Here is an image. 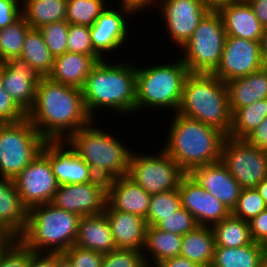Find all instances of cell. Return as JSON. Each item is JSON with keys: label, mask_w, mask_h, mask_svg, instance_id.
Listing matches in <instances>:
<instances>
[{"label": "cell", "mask_w": 267, "mask_h": 267, "mask_svg": "<svg viewBox=\"0 0 267 267\" xmlns=\"http://www.w3.org/2000/svg\"><path fill=\"white\" fill-rule=\"evenodd\" d=\"M131 16L134 15L126 9L119 7L116 10L113 5H108L90 27L93 50L102 59H108L107 55L109 56L110 52L114 54L115 51L117 52L120 50L119 48H122L126 41L128 42V34L131 32L128 28L130 25L128 18Z\"/></svg>", "instance_id": "2e32d148"}, {"label": "cell", "mask_w": 267, "mask_h": 267, "mask_svg": "<svg viewBox=\"0 0 267 267\" xmlns=\"http://www.w3.org/2000/svg\"><path fill=\"white\" fill-rule=\"evenodd\" d=\"M266 65L262 57L260 41L226 36L221 61L213 75L227 82L247 76Z\"/></svg>", "instance_id": "4fadbf2b"}, {"label": "cell", "mask_w": 267, "mask_h": 267, "mask_svg": "<svg viewBox=\"0 0 267 267\" xmlns=\"http://www.w3.org/2000/svg\"><path fill=\"white\" fill-rule=\"evenodd\" d=\"M225 38L221 15L210 11L181 48V60L189 73L213 74L220 64Z\"/></svg>", "instance_id": "9c48e42d"}, {"label": "cell", "mask_w": 267, "mask_h": 267, "mask_svg": "<svg viewBox=\"0 0 267 267\" xmlns=\"http://www.w3.org/2000/svg\"><path fill=\"white\" fill-rule=\"evenodd\" d=\"M80 219L52 203L35 205L28 210L27 226L19 239L35 253H64L75 244Z\"/></svg>", "instance_id": "8992f818"}, {"label": "cell", "mask_w": 267, "mask_h": 267, "mask_svg": "<svg viewBox=\"0 0 267 267\" xmlns=\"http://www.w3.org/2000/svg\"><path fill=\"white\" fill-rule=\"evenodd\" d=\"M96 123L99 122L93 119L71 134L66 142L91 167L97 178L108 182L127 175L132 151L116 135L94 125Z\"/></svg>", "instance_id": "5b68a950"}, {"label": "cell", "mask_w": 267, "mask_h": 267, "mask_svg": "<svg viewBox=\"0 0 267 267\" xmlns=\"http://www.w3.org/2000/svg\"><path fill=\"white\" fill-rule=\"evenodd\" d=\"M157 0H120V7L123 9H126L130 11L133 15L136 14V12H141L142 9L148 10V7L150 8L151 6H156L158 3Z\"/></svg>", "instance_id": "681fc988"}, {"label": "cell", "mask_w": 267, "mask_h": 267, "mask_svg": "<svg viewBox=\"0 0 267 267\" xmlns=\"http://www.w3.org/2000/svg\"><path fill=\"white\" fill-rule=\"evenodd\" d=\"M160 14L166 24L167 35L180 49L190 39L194 30L210 12L203 0H157Z\"/></svg>", "instance_id": "9a60e30c"}, {"label": "cell", "mask_w": 267, "mask_h": 267, "mask_svg": "<svg viewBox=\"0 0 267 267\" xmlns=\"http://www.w3.org/2000/svg\"><path fill=\"white\" fill-rule=\"evenodd\" d=\"M107 181L58 185L51 203L80 217L101 214L107 203Z\"/></svg>", "instance_id": "5bb4252c"}, {"label": "cell", "mask_w": 267, "mask_h": 267, "mask_svg": "<svg viewBox=\"0 0 267 267\" xmlns=\"http://www.w3.org/2000/svg\"><path fill=\"white\" fill-rule=\"evenodd\" d=\"M212 230L216 246L236 248L253 242L249 222L229 215L222 221L214 224Z\"/></svg>", "instance_id": "d6a6232c"}, {"label": "cell", "mask_w": 267, "mask_h": 267, "mask_svg": "<svg viewBox=\"0 0 267 267\" xmlns=\"http://www.w3.org/2000/svg\"><path fill=\"white\" fill-rule=\"evenodd\" d=\"M265 209L266 203L256 187L242 188L231 215L249 222Z\"/></svg>", "instance_id": "74e56055"}, {"label": "cell", "mask_w": 267, "mask_h": 267, "mask_svg": "<svg viewBox=\"0 0 267 267\" xmlns=\"http://www.w3.org/2000/svg\"><path fill=\"white\" fill-rule=\"evenodd\" d=\"M96 63L92 56L66 51L54 57L53 69L47 77L57 83L82 89Z\"/></svg>", "instance_id": "484cf974"}, {"label": "cell", "mask_w": 267, "mask_h": 267, "mask_svg": "<svg viewBox=\"0 0 267 267\" xmlns=\"http://www.w3.org/2000/svg\"><path fill=\"white\" fill-rule=\"evenodd\" d=\"M216 247L215 236L210 226H198L182 238L180 256L202 267H211Z\"/></svg>", "instance_id": "f1b7e54d"}, {"label": "cell", "mask_w": 267, "mask_h": 267, "mask_svg": "<svg viewBox=\"0 0 267 267\" xmlns=\"http://www.w3.org/2000/svg\"><path fill=\"white\" fill-rule=\"evenodd\" d=\"M204 5L210 11H218L220 8L226 5H230L232 3L238 2V0H203Z\"/></svg>", "instance_id": "11a10c76"}, {"label": "cell", "mask_w": 267, "mask_h": 267, "mask_svg": "<svg viewBox=\"0 0 267 267\" xmlns=\"http://www.w3.org/2000/svg\"><path fill=\"white\" fill-rule=\"evenodd\" d=\"M30 267H57V253H35Z\"/></svg>", "instance_id": "f907efd6"}, {"label": "cell", "mask_w": 267, "mask_h": 267, "mask_svg": "<svg viewBox=\"0 0 267 267\" xmlns=\"http://www.w3.org/2000/svg\"><path fill=\"white\" fill-rule=\"evenodd\" d=\"M22 17L39 29L44 25L66 20L67 0H21Z\"/></svg>", "instance_id": "4dcf8cb0"}, {"label": "cell", "mask_w": 267, "mask_h": 267, "mask_svg": "<svg viewBox=\"0 0 267 267\" xmlns=\"http://www.w3.org/2000/svg\"><path fill=\"white\" fill-rule=\"evenodd\" d=\"M267 117V99L237 109L232 114V126L228 137L245 139Z\"/></svg>", "instance_id": "836d02e7"}, {"label": "cell", "mask_w": 267, "mask_h": 267, "mask_svg": "<svg viewBox=\"0 0 267 267\" xmlns=\"http://www.w3.org/2000/svg\"><path fill=\"white\" fill-rule=\"evenodd\" d=\"M153 267H202L201 265L191 262L182 256H177L164 260Z\"/></svg>", "instance_id": "db71d44e"}, {"label": "cell", "mask_w": 267, "mask_h": 267, "mask_svg": "<svg viewBox=\"0 0 267 267\" xmlns=\"http://www.w3.org/2000/svg\"><path fill=\"white\" fill-rule=\"evenodd\" d=\"M181 206L188 210L199 226H210L227 218L231 211L215 196L201 187L189 174L180 182Z\"/></svg>", "instance_id": "e0dca14e"}, {"label": "cell", "mask_w": 267, "mask_h": 267, "mask_svg": "<svg viewBox=\"0 0 267 267\" xmlns=\"http://www.w3.org/2000/svg\"><path fill=\"white\" fill-rule=\"evenodd\" d=\"M17 240L18 237L0 223V252H6Z\"/></svg>", "instance_id": "f5cc1de1"}, {"label": "cell", "mask_w": 267, "mask_h": 267, "mask_svg": "<svg viewBox=\"0 0 267 267\" xmlns=\"http://www.w3.org/2000/svg\"><path fill=\"white\" fill-rule=\"evenodd\" d=\"M261 53L264 62L267 64V27L264 30V33L260 40Z\"/></svg>", "instance_id": "9f6ffc18"}, {"label": "cell", "mask_w": 267, "mask_h": 267, "mask_svg": "<svg viewBox=\"0 0 267 267\" xmlns=\"http://www.w3.org/2000/svg\"><path fill=\"white\" fill-rule=\"evenodd\" d=\"M249 0H238V2H248Z\"/></svg>", "instance_id": "6125c7cd"}, {"label": "cell", "mask_w": 267, "mask_h": 267, "mask_svg": "<svg viewBox=\"0 0 267 267\" xmlns=\"http://www.w3.org/2000/svg\"><path fill=\"white\" fill-rule=\"evenodd\" d=\"M261 267H267V255H265V257L262 261Z\"/></svg>", "instance_id": "94428289"}, {"label": "cell", "mask_w": 267, "mask_h": 267, "mask_svg": "<svg viewBox=\"0 0 267 267\" xmlns=\"http://www.w3.org/2000/svg\"><path fill=\"white\" fill-rule=\"evenodd\" d=\"M28 208L23 204L14 180L0 178V223L18 238L27 226Z\"/></svg>", "instance_id": "4316f807"}, {"label": "cell", "mask_w": 267, "mask_h": 267, "mask_svg": "<svg viewBox=\"0 0 267 267\" xmlns=\"http://www.w3.org/2000/svg\"><path fill=\"white\" fill-rule=\"evenodd\" d=\"M27 118V114L2 88L0 90V123H16Z\"/></svg>", "instance_id": "f6af8a7d"}, {"label": "cell", "mask_w": 267, "mask_h": 267, "mask_svg": "<svg viewBox=\"0 0 267 267\" xmlns=\"http://www.w3.org/2000/svg\"><path fill=\"white\" fill-rule=\"evenodd\" d=\"M170 64L144 68L136 65V112L147 109L177 112L182 99L184 81L189 74L184 62L177 59ZM139 67V68H138ZM145 108V109H143ZM164 108V109H163Z\"/></svg>", "instance_id": "52a82bcc"}, {"label": "cell", "mask_w": 267, "mask_h": 267, "mask_svg": "<svg viewBox=\"0 0 267 267\" xmlns=\"http://www.w3.org/2000/svg\"><path fill=\"white\" fill-rule=\"evenodd\" d=\"M101 267H147L143 251L117 248L104 254Z\"/></svg>", "instance_id": "b9f144b4"}, {"label": "cell", "mask_w": 267, "mask_h": 267, "mask_svg": "<svg viewBox=\"0 0 267 267\" xmlns=\"http://www.w3.org/2000/svg\"><path fill=\"white\" fill-rule=\"evenodd\" d=\"M256 189L258 190L259 194L264 199L266 206H267V178L263 179L257 186Z\"/></svg>", "instance_id": "6f0895ef"}, {"label": "cell", "mask_w": 267, "mask_h": 267, "mask_svg": "<svg viewBox=\"0 0 267 267\" xmlns=\"http://www.w3.org/2000/svg\"><path fill=\"white\" fill-rule=\"evenodd\" d=\"M160 150L151 155L132 150L129 159L127 176L150 195L178 189L187 174L162 148Z\"/></svg>", "instance_id": "30bf717a"}, {"label": "cell", "mask_w": 267, "mask_h": 267, "mask_svg": "<svg viewBox=\"0 0 267 267\" xmlns=\"http://www.w3.org/2000/svg\"><path fill=\"white\" fill-rule=\"evenodd\" d=\"M44 144L50 149V165L58 185L82 184L98 179L66 140H46Z\"/></svg>", "instance_id": "d6986e66"}, {"label": "cell", "mask_w": 267, "mask_h": 267, "mask_svg": "<svg viewBox=\"0 0 267 267\" xmlns=\"http://www.w3.org/2000/svg\"><path fill=\"white\" fill-rule=\"evenodd\" d=\"M31 26L21 17L14 24L0 29V62L20 57L27 32Z\"/></svg>", "instance_id": "e575fe53"}, {"label": "cell", "mask_w": 267, "mask_h": 267, "mask_svg": "<svg viewBox=\"0 0 267 267\" xmlns=\"http://www.w3.org/2000/svg\"><path fill=\"white\" fill-rule=\"evenodd\" d=\"M3 62H0V90L2 87Z\"/></svg>", "instance_id": "91938a15"}, {"label": "cell", "mask_w": 267, "mask_h": 267, "mask_svg": "<svg viewBox=\"0 0 267 267\" xmlns=\"http://www.w3.org/2000/svg\"><path fill=\"white\" fill-rule=\"evenodd\" d=\"M57 267H74V266L63 253H57Z\"/></svg>", "instance_id": "680465c9"}, {"label": "cell", "mask_w": 267, "mask_h": 267, "mask_svg": "<svg viewBox=\"0 0 267 267\" xmlns=\"http://www.w3.org/2000/svg\"><path fill=\"white\" fill-rule=\"evenodd\" d=\"M245 140L252 146L267 151V117L245 138Z\"/></svg>", "instance_id": "c3c4849f"}, {"label": "cell", "mask_w": 267, "mask_h": 267, "mask_svg": "<svg viewBox=\"0 0 267 267\" xmlns=\"http://www.w3.org/2000/svg\"><path fill=\"white\" fill-rule=\"evenodd\" d=\"M182 238V235L163 231L156 226H148L143 248L147 267H153L164 260L180 256Z\"/></svg>", "instance_id": "83f0119b"}, {"label": "cell", "mask_w": 267, "mask_h": 267, "mask_svg": "<svg viewBox=\"0 0 267 267\" xmlns=\"http://www.w3.org/2000/svg\"><path fill=\"white\" fill-rule=\"evenodd\" d=\"M220 161L242 188L256 187L267 178V151L245 139L225 137Z\"/></svg>", "instance_id": "8fae6325"}, {"label": "cell", "mask_w": 267, "mask_h": 267, "mask_svg": "<svg viewBox=\"0 0 267 267\" xmlns=\"http://www.w3.org/2000/svg\"><path fill=\"white\" fill-rule=\"evenodd\" d=\"M195 217L186 209L181 207L168 217L163 218L156 227L173 234L186 235L198 227Z\"/></svg>", "instance_id": "60d3db41"}, {"label": "cell", "mask_w": 267, "mask_h": 267, "mask_svg": "<svg viewBox=\"0 0 267 267\" xmlns=\"http://www.w3.org/2000/svg\"><path fill=\"white\" fill-rule=\"evenodd\" d=\"M265 255V246L254 241L236 248L216 246L211 267H261Z\"/></svg>", "instance_id": "f546056e"}, {"label": "cell", "mask_w": 267, "mask_h": 267, "mask_svg": "<svg viewBox=\"0 0 267 267\" xmlns=\"http://www.w3.org/2000/svg\"><path fill=\"white\" fill-rule=\"evenodd\" d=\"M181 199L178 189L151 195L149 211L146 216L148 226H156L163 218L180 209Z\"/></svg>", "instance_id": "8d00e7d4"}, {"label": "cell", "mask_w": 267, "mask_h": 267, "mask_svg": "<svg viewBox=\"0 0 267 267\" xmlns=\"http://www.w3.org/2000/svg\"><path fill=\"white\" fill-rule=\"evenodd\" d=\"M108 60L112 59H103L92 67L82 88L86 110L93 119L101 108L121 116L136 113V64L114 59L112 64Z\"/></svg>", "instance_id": "7a4b0ae2"}, {"label": "cell", "mask_w": 267, "mask_h": 267, "mask_svg": "<svg viewBox=\"0 0 267 267\" xmlns=\"http://www.w3.org/2000/svg\"><path fill=\"white\" fill-rule=\"evenodd\" d=\"M107 0H67L66 21L69 24L91 27L107 8Z\"/></svg>", "instance_id": "d590c367"}, {"label": "cell", "mask_w": 267, "mask_h": 267, "mask_svg": "<svg viewBox=\"0 0 267 267\" xmlns=\"http://www.w3.org/2000/svg\"><path fill=\"white\" fill-rule=\"evenodd\" d=\"M174 115L162 149L187 174L196 167L219 162L226 135L214 126L177 112Z\"/></svg>", "instance_id": "3957f363"}, {"label": "cell", "mask_w": 267, "mask_h": 267, "mask_svg": "<svg viewBox=\"0 0 267 267\" xmlns=\"http://www.w3.org/2000/svg\"><path fill=\"white\" fill-rule=\"evenodd\" d=\"M177 113L214 126L228 136L232 112L226 83L213 74L189 73Z\"/></svg>", "instance_id": "277c9868"}, {"label": "cell", "mask_w": 267, "mask_h": 267, "mask_svg": "<svg viewBox=\"0 0 267 267\" xmlns=\"http://www.w3.org/2000/svg\"><path fill=\"white\" fill-rule=\"evenodd\" d=\"M67 51L92 56L97 62L103 60L93 50L89 26L69 24Z\"/></svg>", "instance_id": "f35d334b"}, {"label": "cell", "mask_w": 267, "mask_h": 267, "mask_svg": "<svg viewBox=\"0 0 267 267\" xmlns=\"http://www.w3.org/2000/svg\"><path fill=\"white\" fill-rule=\"evenodd\" d=\"M151 195L127 175L107 183V203L115 210L146 218Z\"/></svg>", "instance_id": "44dd1931"}, {"label": "cell", "mask_w": 267, "mask_h": 267, "mask_svg": "<svg viewBox=\"0 0 267 267\" xmlns=\"http://www.w3.org/2000/svg\"><path fill=\"white\" fill-rule=\"evenodd\" d=\"M74 245L102 254L117 249L110 224L104 212L81 217Z\"/></svg>", "instance_id": "d4e9b609"}, {"label": "cell", "mask_w": 267, "mask_h": 267, "mask_svg": "<svg viewBox=\"0 0 267 267\" xmlns=\"http://www.w3.org/2000/svg\"><path fill=\"white\" fill-rule=\"evenodd\" d=\"M250 233L254 242L267 244V209L249 221Z\"/></svg>", "instance_id": "7dc6e473"}, {"label": "cell", "mask_w": 267, "mask_h": 267, "mask_svg": "<svg viewBox=\"0 0 267 267\" xmlns=\"http://www.w3.org/2000/svg\"><path fill=\"white\" fill-rule=\"evenodd\" d=\"M104 213L117 248L143 251L148 227L145 218L115 210L108 203H106Z\"/></svg>", "instance_id": "7402d4cb"}, {"label": "cell", "mask_w": 267, "mask_h": 267, "mask_svg": "<svg viewBox=\"0 0 267 267\" xmlns=\"http://www.w3.org/2000/svg\"><path fill=\"white\" fill-rule=\"evenodd\" d=\"M68 29L69 23L66 20L53 22L39 28L46 46L54 57L67 51Z\"/></svg>", "instance_id": "ab89813d"}, {"label": "cell", "mask_w": 267, "mask_h": 267, "mask_svg": "<svg viewBox=\"0 0 267 267\" xmlns=\"http://www.w3.org/2000/svg\"><path fill=\"white\" fill-rule=\"evenodd\" d=\"M225 83L233 114L239 108L267 99V65L247 76L234 78Z\"/></svg>", "instance_id": "cb8c5ba5"}, {"label": "cell", "mask_w": 267, "mask_h": 267, "mask_svg": "<svg viewBox=\"0 0 267 267\" xmlns=\"http://www.w3.org/2000/svg\"><path fill=\"white\" fill-rule=\"evenodd\" d=\"M45 141L28 118L0 123V178L13 180L42 151Z\"/></svg>", "instance_id": "ba28073f"}, {"label": "cell", "mask_w": 267, "mask_h": 267, "mask_svg": "<svg viewBox=\"0 0 267 267\" xmlns=\"http://www.w3.org/2000/svg\"><path fill=\"white\" fill-rule=\"evenodd\" d=\"M13 180L28 210L35 205L51 203L58 183L50 165V149L44 144L36 158Z\"/></svg>", "instance_id": "7c38bea8"}, {"label": "cell", "mask_w": 267, "mask_h": 267, "mask_svg": "<svg viewBox=\"0 0 267 267\" xmlns=\"http://www.w3.org/2000/svg\"><path fill=\"white\" fill-rule=\"evenodd\" d=\"M21 0H0V29L14 24L22 17Z\"/></svg>", "instance_id": "bcb514c9"}, {"label": "cell", "mask_w": 267, "mask_h": 267, "mask_svg": "<svg viewBox=\"0 0 267 267\" xmlns=\"http://www.w3.org/2000/svg\"><path fill=\"white\" fill-rule=\"evenodd\" d=\"M226 36L260 41L265 27L259 22L248 2H236L218 10Z\"/></svg>", "instance_id": "603a6c76"}, {"label": "cell", "mask_w": 267, "mask_h": 267, "mask_svg": "<svg viewBox=\"0 0 267 267\" xmlns=\"http://www.w3.org/2000/svg\"><path fill=\"white\" fill-rule=\"evenodd\" d=\"M188 174L230 211L233 210L242 187L221 161L196 167Z\"/></svg>", "instance_id": "ffe728a7"}, {"label": "cell", "mask_w": 267, "mask_h": 267, "mask_svg": "<svg viewBox=\"0 0 267 267\" xmlns=\"http://www.w3.org/2000/svg\"><path fill=\"white\" fill-rule=\"evenodd\" d=\"M255 16L259 22L266 28L267 27V0H249Z\"/></svg>", "instance_id": "816d5d0a"}, {"label": "cell", "mask_w": 267, "mask_h": 267, "mask_svg": "<svg viewBox=\"0 0 267 267\" xmlns=\"http://www.w3.org/2000/svg\"><path fill=\"white\" fill-rule=\"evenodd\" d=\"M35 252L28 248L19 238L0 255V267H30Z\"/></svg>", "instance_id": "7bdbcfd3"}, {"label": "cell", "mask_w": 267, "mask_h": 267, "mask_svg": "<svg viewBox=\"0 0 267 267\" xmlns=\"http://www.w3.org/2000/svg\"><path fill=\"white\" fill-rule=\"evenodd\" d=\"M40 79L41 76L20 57L3 62L2 87L26 114L34 104Z\"/></svg>", "instance_id": "ac0fdd59"}, {"label": "cell", "mask_w": 267, "mask_h": 267, "mask_svg": "<svg viewBox=\"0 0 267 267\" xmlns=\"http://www.w3.org/2000/svg\"><path fill=\"white\" fill-rule=\"evenodd\" d=\"M20 58L26 60L41 77H47L53 69L54 56L39 29L31 28L27 32Z\"/></svg>", "instance_id": "1f68e13d"}, {"label": "cell", "mask_w": 267, "mask_h": 267, "mask_svg": "<svg viewBox=\"0 0 267 267\" xmlns=\"http://www.w3.org/2000/svg\"><path fill=\"white\" fill-rule=\"evenodd\" d=\"M27 118L46 140H66L89 124L82 89L41 77Z\"/></svg>", "instance_id": "6da1fadb"}, {"label": "cell", "mask_w": 267, "mask_h": 267, "mask_svg": "<svg viewBox=\"0 0 267 267\" xmlns=\"http://www.w3.org/2000/svg\"><path fill=\"white\" fill-rule=\"evenodd\" d=\"M74 267H101L104 254L83 249L76 245L71 246L63 253Z\"/></svg>", "instance_id": "ee69618b"}]
</instances>
